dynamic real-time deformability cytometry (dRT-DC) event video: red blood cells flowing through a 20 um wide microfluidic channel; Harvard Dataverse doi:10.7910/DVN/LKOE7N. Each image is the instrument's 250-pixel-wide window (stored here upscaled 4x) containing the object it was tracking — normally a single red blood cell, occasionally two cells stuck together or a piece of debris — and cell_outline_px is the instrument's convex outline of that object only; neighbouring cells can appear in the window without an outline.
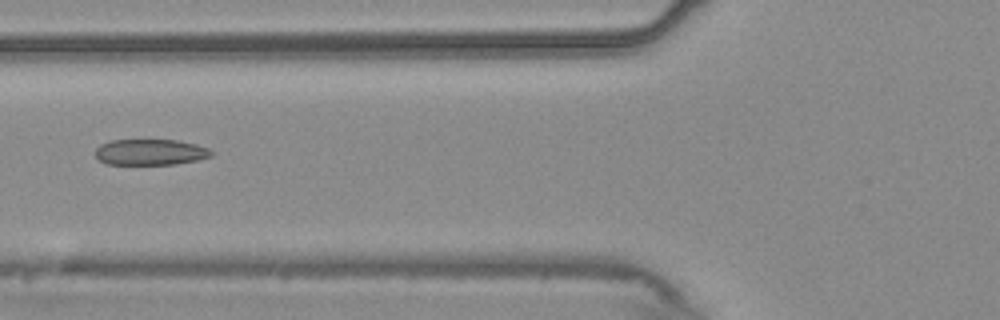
{"species": "common noctule bat (a hibernating species)", "species_latin": "Nyctalus noctula", "temperature_condition": "warm", "stored_images_in_passage": 35, "camera_frame_rate_fps": 3000, "um_per_image_px": 0.085, "animal": {"sex": "male", "body_mass_g": 20.4}, "frame": {"image": 1, "passage_image": 9, "time_ms": 2.667, "image_size_px": [1000, 320], "cell_outline_px": [[212, 156], [196, 160], [176, 164], [108, 164], [100, 160], [96, 156], [96, 148], [100, 144], [112, 140], [176, 140], [196, 144], [208, 148], [212, 152]], "centroid_in_image_um": [12.78, 12.93], "position_along_channel_um": 113.0, "area_um2": 17.4}}
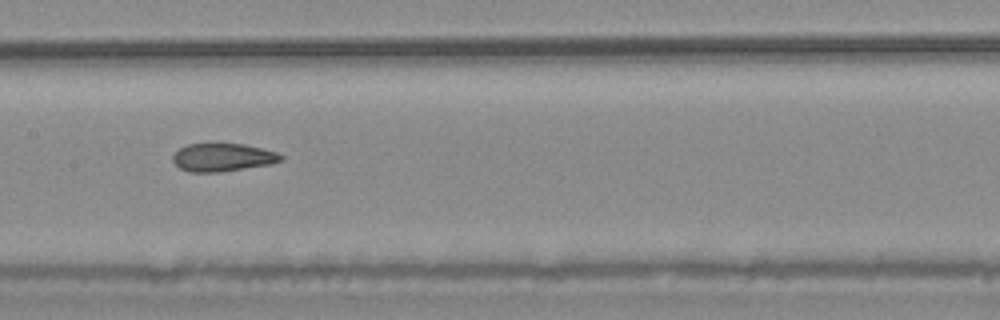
{"frame": {"image": 2, "passage_image": 15, "time_ms": 4.667, "image_size_px": [1000, 320], "cell_outline_px": [[284, 160], [268, 164], [220, 172], [188, 172], [180, 168], [172, 160], [172, 156], [180, 148], [188, 144], [244, 144], [276, 152], [284, 156]], "centroid_in_image_um": [18.92, 13.38], "position_along_channel_um": 188.5, "area_um2": 17.46}}
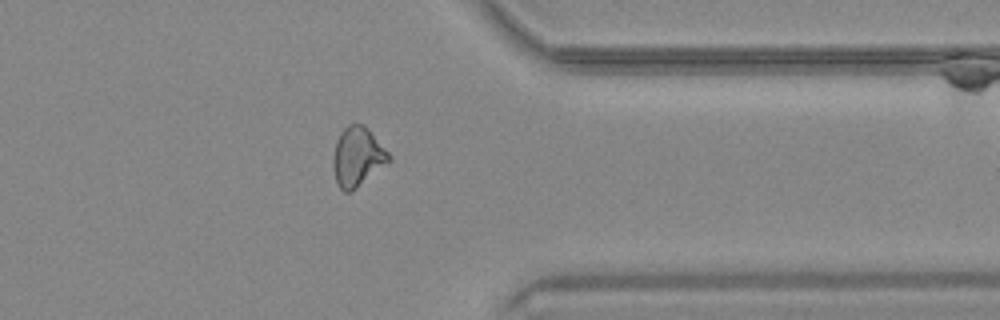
{"frame": {"image": 3, "passage_image": 31, "time_ms": 10.0, "image_size_px": [1000, 320], "cell_outline_px": [[392, 160], [352, 192], [344, 192], [336, 184], [332, 168], [332, 156], [336, 140], [340, 132], [348, 124], [364, 124], [368, 128], [392, 156]], "centroid_in_image_um": [30.37, 13.34], "position_along_channel_um": 381.0, "area_um2": 19.71}, "authors_computed_cell_mechanics": {"area_um2": 18.6116, "velocity_mm_per_s": 3.7568, "shape_relaxation_time_tau1_ms": null, "shape_relaxation_time_tau2_ms": 2.2444, "deformation_change_tau1": null, "deformation_change_tau2": 0.0888}}